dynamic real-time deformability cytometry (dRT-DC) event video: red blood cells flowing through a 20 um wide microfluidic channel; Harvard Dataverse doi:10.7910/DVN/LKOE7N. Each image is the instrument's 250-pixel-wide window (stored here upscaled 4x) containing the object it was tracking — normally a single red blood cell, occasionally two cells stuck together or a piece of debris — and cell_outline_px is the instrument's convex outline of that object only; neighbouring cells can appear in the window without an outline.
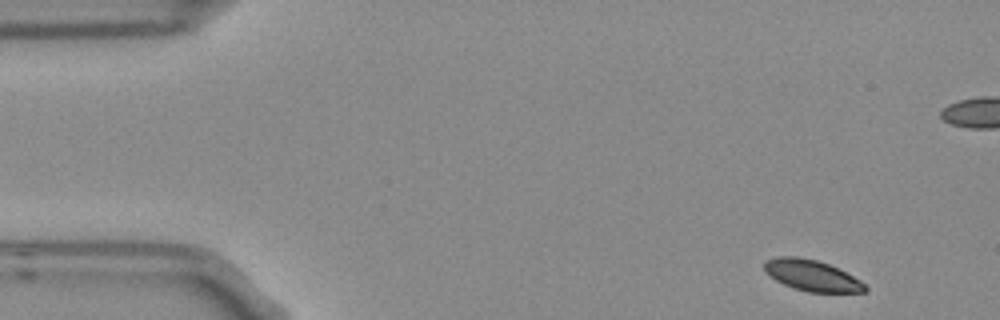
{"species": "Egyptian fruit bat (a non-hibernating species)", "species_latin": "Rousettus aegyptiacus", "temperature_condition": "room temperature", "stored_images_in_passage": 5, "camera_frame_rate_fps": 3000, "um_per_image_px": 0.085, "frame": {"image": 1, "passage_image": 1, "time_ms": 0.0, "image_size_px": [1000, 320], "cell_outline_px": [[868, 288], [864, 292], [808, 292], [784, 284], [776, 280], [764, 272], [764, 260], [776, 256], [796, 256], [816, 260], [828, 264], [860, 280]], "centroid_in_image_um": [68.96, 23.4], "position_along_channel_um": 16.0, "area_um2": 18.03}}